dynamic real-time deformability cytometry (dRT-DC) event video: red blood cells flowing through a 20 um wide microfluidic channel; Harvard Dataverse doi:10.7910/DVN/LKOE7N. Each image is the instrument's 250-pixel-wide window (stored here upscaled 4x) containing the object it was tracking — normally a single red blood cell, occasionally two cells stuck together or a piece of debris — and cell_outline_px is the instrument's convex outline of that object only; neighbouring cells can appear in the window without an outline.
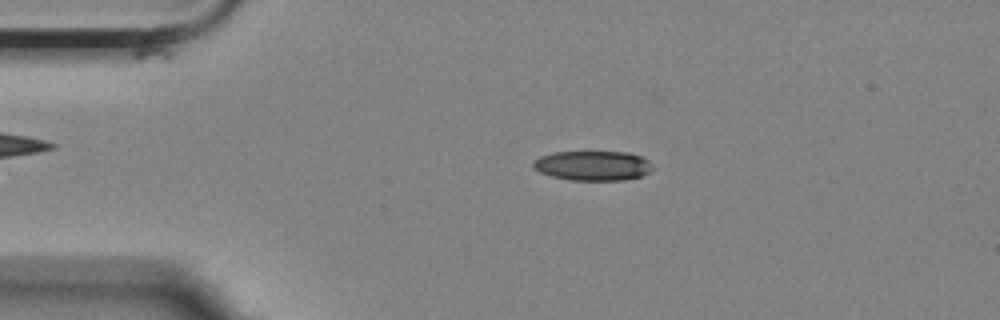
{"species": "Egyptian fruit bat (a non-hibernating species)", "species_latin": "Rousettus aegyptiacus", "temperature_condition": "room temperature", "stored_images_in_passage": 4, "camera_frame_rate_fps": 3000, "um_per_image_px": 0.085, "animal": {"sex": "female"}, "frame": {"image": 1, "passage_image": 3, "time_ms": 2.667, "image_size_px": [1000, 320], "cell_outline_px": [[652, 168], [648, 172], [640, 176], [624, 180], [572, 180], [552, 176], [540, 172], [532, 168], [532, 160], [540, 156], [552, 152], [628, 152], [640, 156], [648, 160]], "centroid_in_image_um": [50.33, 14.07], "position_along_channel_um": 34.7, "area_um2": 20.63}}